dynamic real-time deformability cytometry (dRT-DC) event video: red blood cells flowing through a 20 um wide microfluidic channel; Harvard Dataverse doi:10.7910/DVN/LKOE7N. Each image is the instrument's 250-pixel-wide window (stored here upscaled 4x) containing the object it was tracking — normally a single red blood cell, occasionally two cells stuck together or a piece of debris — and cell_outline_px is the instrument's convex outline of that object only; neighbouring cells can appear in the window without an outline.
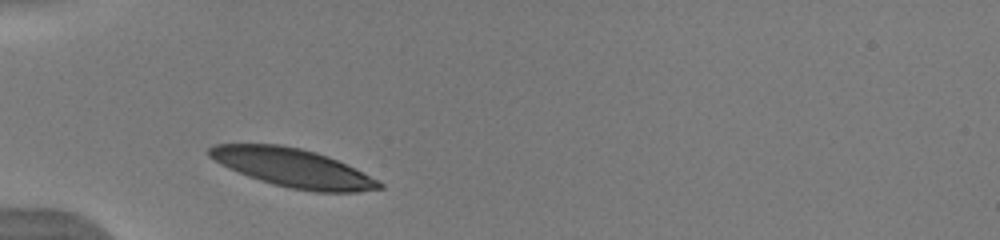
{"species": "human", "species_latin": "Homo sapiens", "temperature_condition": "warm", "stored_images_in_passage": 30, "camera_frame_rate_fps": 3000, "um_per_image_px": 0.085, "donor": {"sex": "male"}, "frame": {"image": 1, "passage_image": 1, "time_ms": 0.0, "image_size_px": [1000, 240], "cell_outline_px": [[384, 188], [356, 192], [316, 192], [292, 188], [260, 180], [248, 176], [228, 168], [220, 164], [208, 156], [208, 148], [212, 144], [280, 144], [300, 148], [316, 152], [328, 156], [380, 180], [384, 184]], "centroid_in_image_um": [24.9, 14.26], "position_along_channel_um": 60.1, "area_um2": 38.03}}
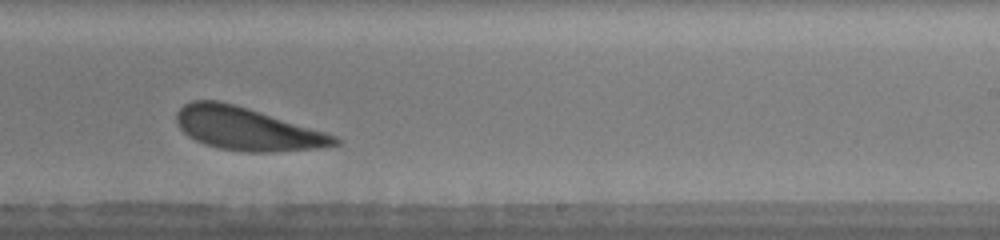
{"frame": {"image": 2, "passage_image": 18, "time_ms": 5.667, "image_size_px": [1000, 240], "cell_outline_px": [[344, 140], [340, 144], [320, 148], [272, 152], [248, 152], [220, 148], [204, 144], [188, 136], [176, 124], [176, 112], [184, 104], [192, 100], [220, 100], [248, 108], [324, 132], [336, 136]], "centroid_in_image_um": [20.98, 10.95], "position_along_channel_um": 268.0, "area_um2": 39.36}, "authors_computed_cell_mechanics": {"area_um2": 39.5641, "velocity_mm_per_s": 3.8596, "shape_relaxation_time_tau1_ms": 1.2559, "shape_relaxation_time_tau2_ms": null, "deformation_change_tau1": 0.0989, "deformation_change_tau2": null}}